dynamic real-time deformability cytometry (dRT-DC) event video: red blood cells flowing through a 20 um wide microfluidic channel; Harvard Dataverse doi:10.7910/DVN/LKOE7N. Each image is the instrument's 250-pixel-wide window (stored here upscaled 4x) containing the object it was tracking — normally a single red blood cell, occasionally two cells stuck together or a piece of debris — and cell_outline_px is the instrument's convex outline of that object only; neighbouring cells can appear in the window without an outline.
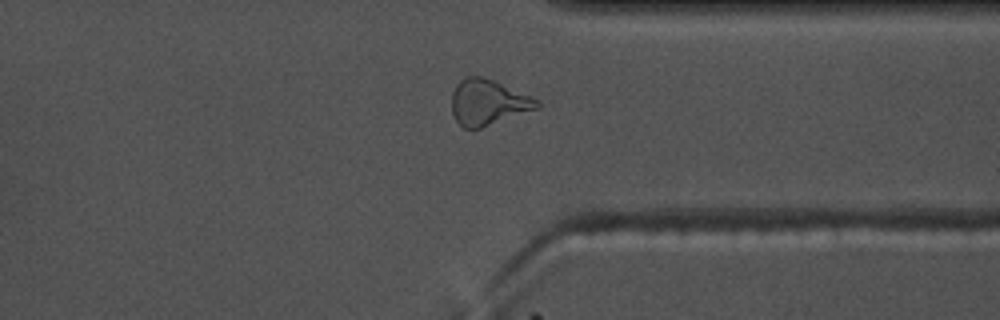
{"species": "common noctule bat (a hibernating species)", "species_latin": "Nyctalus noctula", "temperature_condition": "warm", "stored_images_in_passage": 42, "camera_frame_rate_fps": 3000, "um_per_image_px": 0.085, "animal": {"sex": "male", "body_mass_g": 17.5, "forearm_length_mm": 52.3}, "frame": {"image": 1, "passage_image": 29, "time_ms": 9.333, "image_size_px": [1000, 320], "cell_outline_px": [[540, 108], [480, 128], [464, 128], [456, 120], [452, 112], [452, 92], [456, 84], [460, 80], [468, 76], [480, 76], [492, 80], [532, 96], [540, 100]], "centroid_in_image_um": [41.5, 8.7], "position_along_channel_um": 369.9, "area_um2": 22.6}}
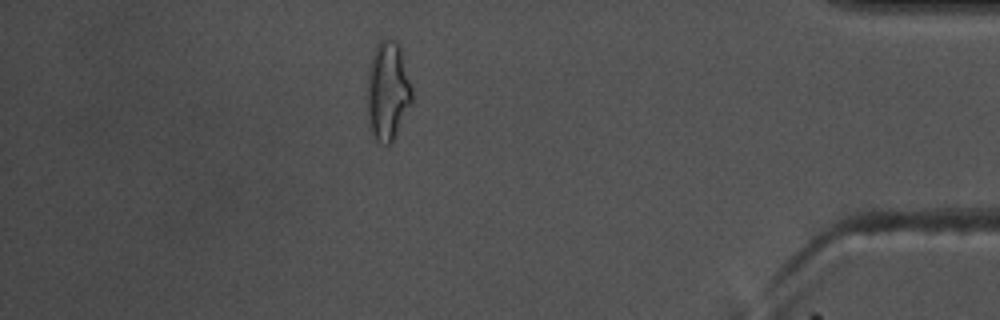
{"frame": {"image": 2, "passage_image": 35, "time_ms": 11.333, "image_size_px": [1000, 320], "cell_outline_px": [[412, 104], [392, 144], [384, 144], [376, 140], [368, 128], [364, 96], [368, 68], [372, 52], [376, 44], [384, 36], [396, 40], [400, 48], [412, 88]], "centroid_in_image_um": [32.9, 7.75], "position_along_channel_um": 402.3, "area_um2": 27.17}, "authors_computed_cell_mechanics": {"area_um2": 20.9814, "velocity_mm_per_s": 3.6539, "shape_relaxation_time_tau1_ms": 10.0756, "shape_relaxation_time_tau2_ms": 2.2921, "deformation_change_tau1": 0.261, "deformation_change_tau2": 0.1219}}